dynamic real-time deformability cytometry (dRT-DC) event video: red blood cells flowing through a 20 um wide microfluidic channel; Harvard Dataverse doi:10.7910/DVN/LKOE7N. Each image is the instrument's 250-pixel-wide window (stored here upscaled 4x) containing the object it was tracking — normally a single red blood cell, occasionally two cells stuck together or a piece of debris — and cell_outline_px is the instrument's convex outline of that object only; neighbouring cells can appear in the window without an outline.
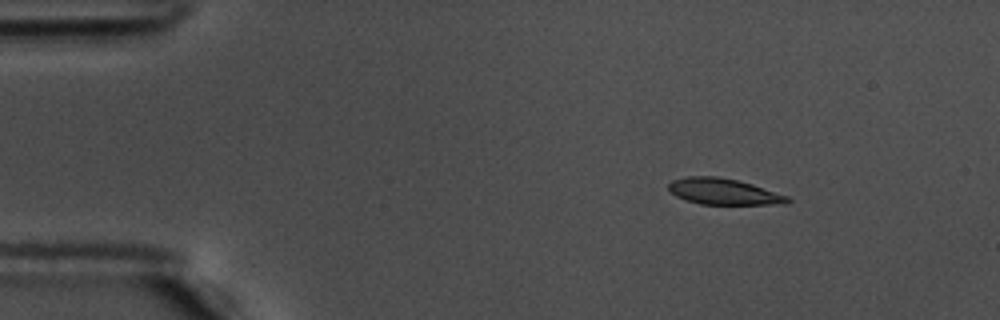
{"species": "common noctule bat (a hibernating species)", "species_latin": "Nyctalus noctula", "temperature_condition": "warm", "stored_images_in_passage": 47, "camera_frame_rate_fps": 3000, "um_per_image_px": 0.085, "animal": {"sex": "male", "body_mass_g": 17.5, "forearm_length_mm": 52.3}, "frame": {"image": 1, "passage_image": 1, "time_ms": 0.0, "image_size_px": [1000, 320], "cell_outline_px": [[792, 200], [788, 204], [700, 204], [684, 200], [676, 196], [668, 188], [668, 184], [672, 180], [688, 176], [716, 176], [736, 180], [752, 184], [788, 196]], "centroid_in_image_um": [61.5, 16.29], "position_along_channel_um": 23.5, "area_um2": 18.09}}
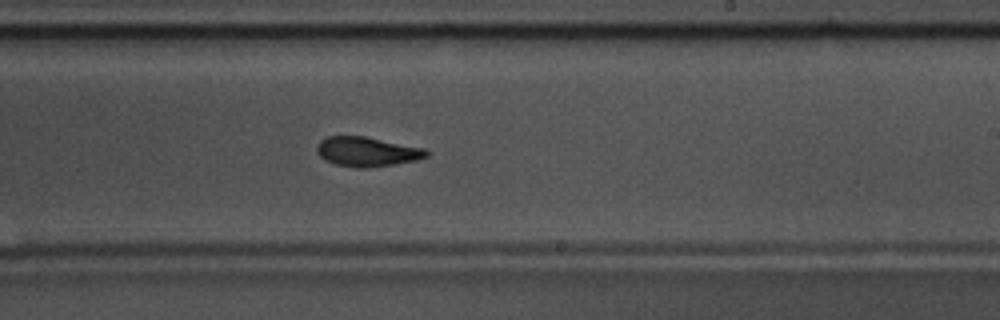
{"frame": {"image": 2, "passage_image": 27, "time_ms": 8.667, "image_size_px": [1000, 320], "cell_outline_px": [[428, 156], [416, 160], [368, 168], [356, 168], [336, 164], [324, 160], [316, 152], [316, 148], [320, 140], [328, 136], [364, 136], [424, 148], [428, 152]], "centroid_in_image_um": [31.16, 12.89], "position_along_channel_um": 257.8, "area_um2": 18.79}}
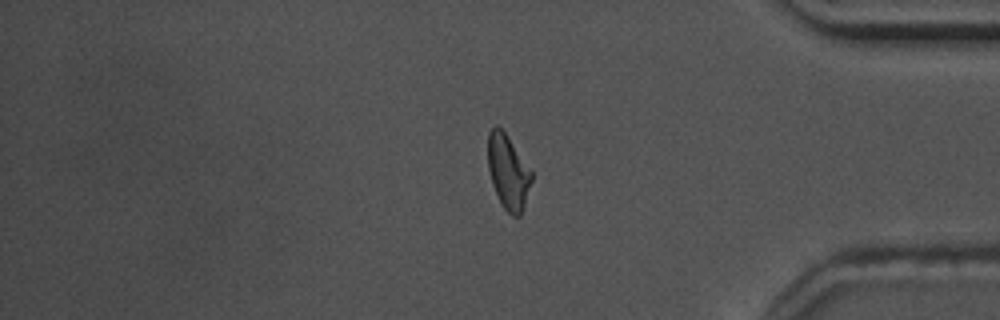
{"frame": {"image": 3, "passage_image": 40, "time_ms": 13.0, "image_size_px": [1000, 320], "cell_outline_px": [[532, 180], [520, 216], [512, 216], [500, 204], [492, 184], [488, 168], [488, 132], [496, 124], [508, 136], [532, 172]], "centroid_in_image_um": [43.17, 14.61], "position_along_channel_um": 392.0, "area_um2": 18.79}}